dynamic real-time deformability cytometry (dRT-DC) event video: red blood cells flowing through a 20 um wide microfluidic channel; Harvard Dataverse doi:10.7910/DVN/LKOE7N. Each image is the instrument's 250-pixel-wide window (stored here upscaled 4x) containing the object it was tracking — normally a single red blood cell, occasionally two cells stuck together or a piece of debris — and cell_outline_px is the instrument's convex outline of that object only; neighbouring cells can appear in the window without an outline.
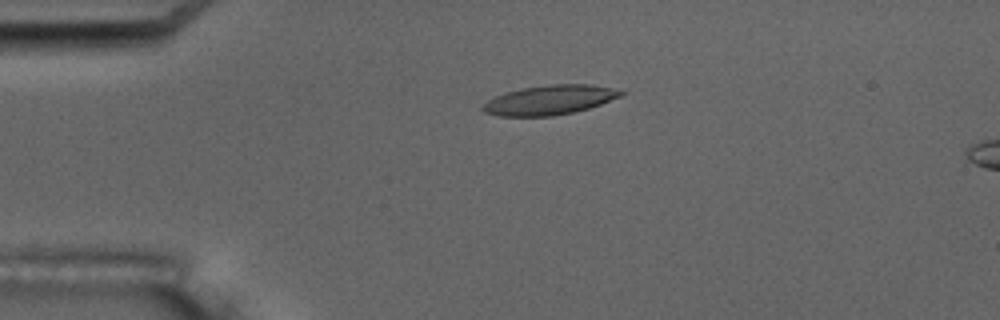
{"species": "common noctule bat (a hibernating species)", "species_latin": "Nyctalus noctula", "temperature_condition": "room temperature", "stored_images_in_passage": 2, "camera_frame_rate_fps": 3000, "um_per_image_px": 0.085, "animal": {"sex": "male", "body_mass_g": 17.5, "forearm_length_mm": 52.3}, "frame": {"image": 1, "passage_image": 1, "time_ms": 0.0, "image_size_px": [1000, 320], "cell_outline_px": [[628, 92], [624, 96], [588, 108], [572, 112], [552, 116], [496, 116], [484, 112], [480, 108], [488, 100], [496, 96], [520, 88], [552, 84], [592, 84]], "centroid_in_image_um": [46.74, 8.49], "position_along_channel_um": 38.3, "area_um2": 23.76}}